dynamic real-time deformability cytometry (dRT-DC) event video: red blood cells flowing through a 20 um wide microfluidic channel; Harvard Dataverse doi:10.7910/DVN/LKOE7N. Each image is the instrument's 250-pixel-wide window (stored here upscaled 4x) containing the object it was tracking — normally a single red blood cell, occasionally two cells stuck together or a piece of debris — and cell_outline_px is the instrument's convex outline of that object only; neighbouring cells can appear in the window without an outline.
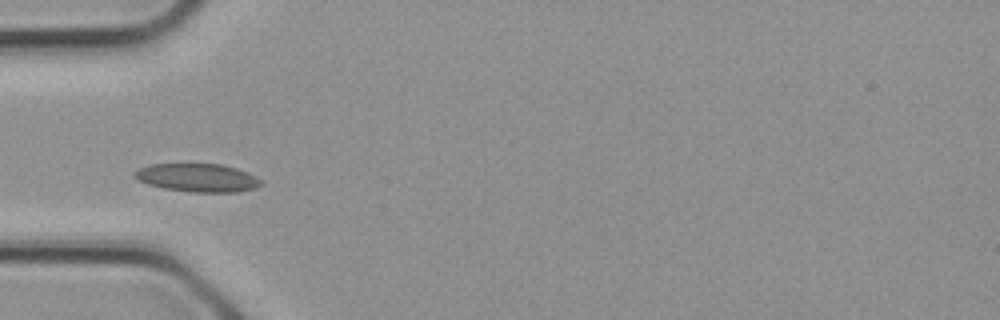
{"species": "common noctule bat (a hibernating species)", "species_latin": "Nyctalus noctula", "temperature_condition": "cold", "stored_images_in_passage": 2, "camera_frame_rate_fps": 3000, "um_per_image_px": 0.085, "animal": {"sex": "female", "body_mass_g": 21.9}, "frame": {"image": 1, "passage_image": 2, "time_ms": 0.333, "image_size_px": [1000, 320], "cell_outline_px": [[264, 184], [256, 188], [236, 192], [192, 192], [164, 188], [148, 184], [132, 176], [132, 172], [148, 164], [220, 164], [236, 168], [260, 180]], "centroid_in_image_um": [16.75, 15.11], "position_along_channel_um": 68.2, "area_um2": 20.63}}